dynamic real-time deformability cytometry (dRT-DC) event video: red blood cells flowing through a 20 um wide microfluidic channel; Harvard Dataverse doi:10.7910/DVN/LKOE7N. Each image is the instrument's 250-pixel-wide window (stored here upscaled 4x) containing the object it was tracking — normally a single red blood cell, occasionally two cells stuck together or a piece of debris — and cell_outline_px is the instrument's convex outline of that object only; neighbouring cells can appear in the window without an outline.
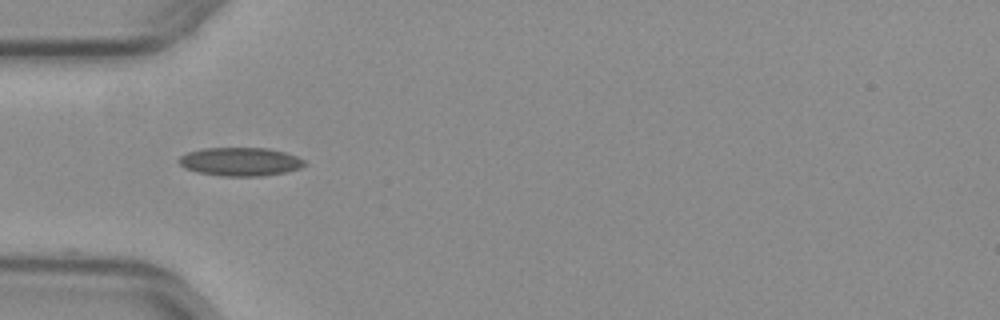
{"species": "common noctule bat (a hibernating species)", "species_latin": "Nyctalus noctula", "temperature_condition": "warm", "stored_images_in_passage": 36, "camera_frame_rate_fps": 3000, "um_per_image_px": 0.085, "animal": {"sex": "female", "body_mass_g": 29.2, "forearm_length_mm": 56.3}, "frame": {"image": 1, "passage_image": 1, "time_ms": 0.0, "image_size_px": [1000, 320], "cell_outline_px": [[308, 164], [300, 168], [284, 172], [264, 176], [220, 176], [196, 172], [184, 168], [176, 160], [180, 156], [188, 152], [204, 148], [268, 148], [284, 152], [296, 156], [304, 160]], "centroid_in_image_um": [20.4, 13.75], "position_along_channel_um": 64.6, "area_um2": 20.98}}
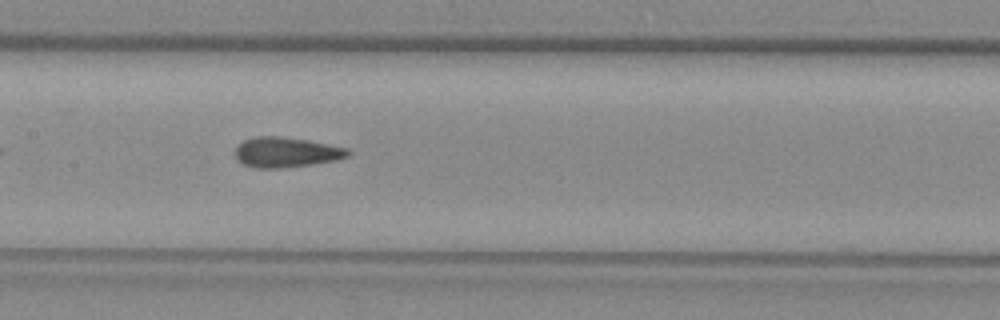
{"frame": {"image": 2, "passage_image": 10, "time_ms": 3.0, "image_size_px": [1000, 320], "cell_outline_px": [[352, 152], [348, 156], [336, 160], [312, 164], [280, 168], [256, 168], [244, 164], [236, 160], [236, 148], [244, 140], [256, 136], [280, 136], [308, 140], [348, 148]], "centroid_in_image_um": [24.34, 12.94], "position_along_channel_um": 183.1, "area_um2": 19.77}}
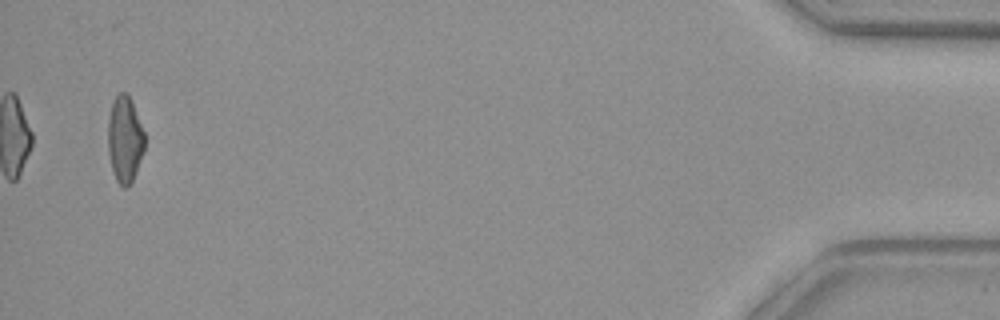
{"frame": {"image": 3, "passage_image": 35, "time_ms": 11.333, "image_size_px": [1000, 320], "cell_outline_px": [[144, 148], [132, 180], [128, 188], [124, 188], [116, 180], [112, 172], [108, 152], [108, 120], [112, 104], [116, 96], [120, 92], [128, 92], [144, 132]], "centroid_in_image_um": [10.59, 11.84], "position_along_channel_um": 424.6, "area_um2": 18.26}, "authors_computed_cell_mechanics": {"area_um2": 19.3341, "velocity_mm_per_s": 3.9754, "shape_relaxation_time_tau1_ms": null, "shape_relaxation_time_tau2_ms": 1.7548, "deformation_change_tau1": null, "deformation_change_tau2": 0.0863}}